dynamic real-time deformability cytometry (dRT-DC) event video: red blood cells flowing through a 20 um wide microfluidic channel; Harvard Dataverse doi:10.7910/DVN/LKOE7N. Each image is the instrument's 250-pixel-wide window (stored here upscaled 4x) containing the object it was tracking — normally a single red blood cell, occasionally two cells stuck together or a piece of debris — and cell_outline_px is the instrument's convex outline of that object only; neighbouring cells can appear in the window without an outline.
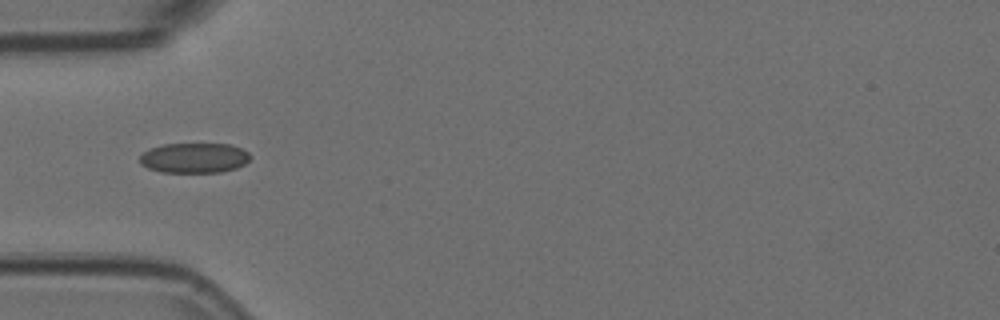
{"species": "Egyptian fruit bat (a non-hibernating species)", "species_latin": "Rousettus aegyptiacus", "temperature_condition": "room temperature", "stored_images_in_passage": 14, "camera_frame_rate_fps": 3000, "um_per_image_px": 0.085, "animal": {"sex": "female"}, "frame": {"image": 1, "passage_image": 3, "time_ms": 0.667, "image_size_px": [1000, 320], "cell_outline_px": [[252, 156], [244, 164], [236, 168], [220, 172], [160, 172], [148, 168], [140, 164], [140, 156], [144, 152], [152, 148], [164, 144], [232, 144], [248, 152]], "centroid_in_image_um": [16.52, 13.42], "position_along_channel_um": 68.5, "area_um2": 19.31}}